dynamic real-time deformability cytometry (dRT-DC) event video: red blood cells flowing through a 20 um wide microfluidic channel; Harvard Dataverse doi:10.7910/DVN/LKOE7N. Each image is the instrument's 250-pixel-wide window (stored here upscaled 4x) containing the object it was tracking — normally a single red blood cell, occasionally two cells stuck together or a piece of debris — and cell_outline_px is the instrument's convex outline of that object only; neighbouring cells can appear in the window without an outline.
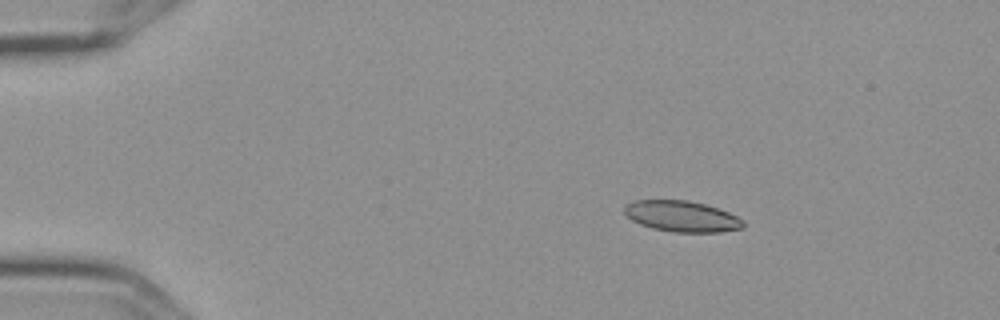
{"species": "Egyptian fruit bat (a non-hibernating species)", "species_latin": "Rousettus aegyptiacus", "temperature_condition": "cold", "stored_images_in_passage": 4, "camera_frame_rate_fps": 3000, "um_per_image_px": 0.085, "frame": {"image": 1, "passage_image": 2, "time_ms": 0.333, "image_size_px": [1000, 320], "cell_outline_px": [[744, 228], [720, 232], [672, 232], [652, 228], [640, 224], [632, 220], [624, 212], [624, 204], [632, 200], [688, 200], [704, 204], [728, 212], [744, 220]], "centroid_in_image_um": [57.93, 18.38], "position_along_channel_um": 27.1, "area_um2": 21.5}}